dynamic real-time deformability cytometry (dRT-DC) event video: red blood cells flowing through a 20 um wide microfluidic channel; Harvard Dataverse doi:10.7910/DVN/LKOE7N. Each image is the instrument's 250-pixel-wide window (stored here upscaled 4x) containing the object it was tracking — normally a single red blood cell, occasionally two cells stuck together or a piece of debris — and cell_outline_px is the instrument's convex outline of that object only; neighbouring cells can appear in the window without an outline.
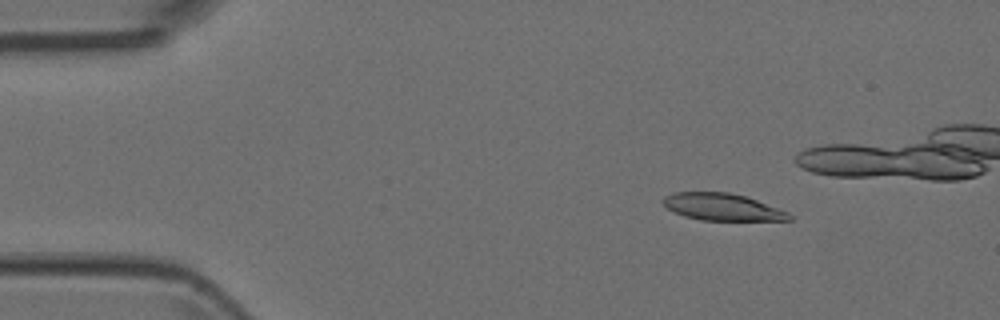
{"species": "Egyptian fruit bat (a non-hibernating species)", "species_latin": "Rousettus aegyptiacus", "temperature_condition": "room temperature", "stored_images_in_passage": 6, "camera_frame_rate_fps": 3000, "um_per_image_px": 0.085, "animal": {"sex": "female"}, "frame": {"image": 1, "passage_image": 3, "time_ms": 0.667, "image_size_px": [1000, 320], "cell_outline_px": [[792, 220], [700, 220], [684, 216], [668, 208], [660, 200], [664, 196], [672, 192], [728, 192], [744, 196], [756, 200], [788, 212], [792, 216]], "centroid_in_image_um": [61.36, 17.59], "position_along_channel_um": 23.6, "area_um2": 19.71}}